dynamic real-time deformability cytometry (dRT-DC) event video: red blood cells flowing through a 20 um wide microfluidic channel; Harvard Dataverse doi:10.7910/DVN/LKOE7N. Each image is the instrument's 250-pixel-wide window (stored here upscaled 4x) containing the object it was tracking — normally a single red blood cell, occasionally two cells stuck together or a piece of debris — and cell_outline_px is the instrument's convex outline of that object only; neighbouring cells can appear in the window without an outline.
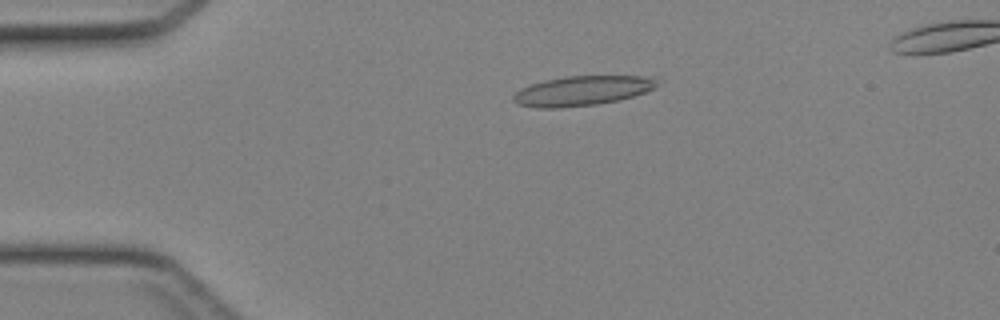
{"species": "Egyptian fruit bat (a non-hibernating species)", "species_latin": "Rousettus aegyptiacus", "temperature_condition": "cold", "stored_images_in_passage": 18, "camera_frame_rate_fps": 3000, "um_per_image_px": 0.085, "animal": {"sex": "female"}, "frame": {"image": 1, "passage_image": 10, "time_ms": 3.0, "image_size_px": [1000, 320], "cell_outline_px": [[664, 80], [660, 84], [644, 92], [620, 100], [596, 104], [560, 108], [536, 108], [516, 104], [512, 100], [512, 96], [520, 88], [544, 80], [564, 76], [656, 76]], "centroid_in_image_um": [49.52, 7.7], "position_along_channel_um": 35.5, "area_um2": 25.26}}
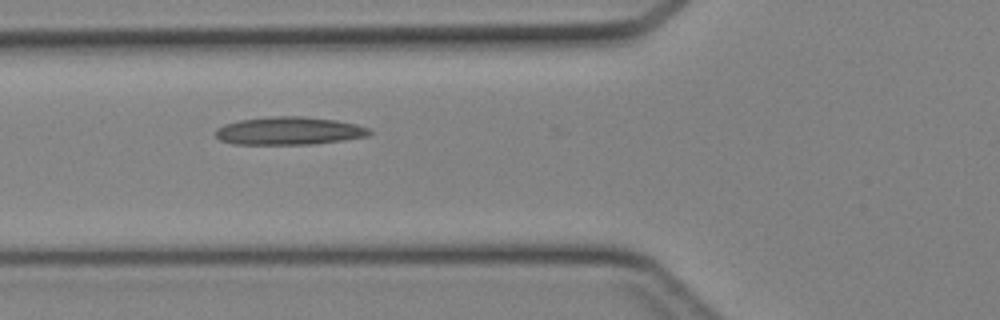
{"frame": {"image": 2, "passage_image": 17, "time_ms": 5.333, "image_size_px": [1000, 320], "cell_outline_px": [[372, 132], [368, 136], [344, 140], [312, 144], [232, 144], [220, 140], [216, 136], [216, 128], [224, 124], [240, 120], [272, 116], [304, 116], [336, 120], [356, 124], [372, 128]], "centroid_in_image_um": [24.6, 11.12], "position_along_channel_um": 101.2, "area_um2": 25.2}}